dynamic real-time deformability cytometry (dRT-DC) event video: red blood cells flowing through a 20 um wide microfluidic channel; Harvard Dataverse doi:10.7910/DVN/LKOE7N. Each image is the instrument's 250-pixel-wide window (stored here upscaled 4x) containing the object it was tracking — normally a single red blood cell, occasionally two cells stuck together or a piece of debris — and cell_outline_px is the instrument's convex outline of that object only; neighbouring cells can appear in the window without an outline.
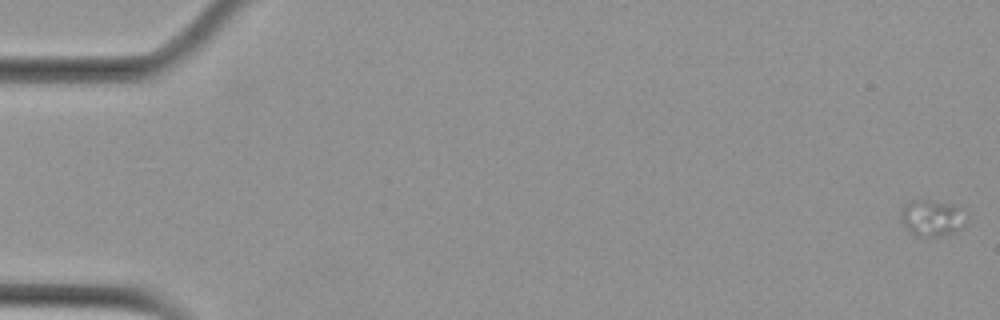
{"species": "Egyptian fruit bat (a non-hibernating species)", "species_latin": "Rousettus aegyptiacus", "temperature_condition": "cold", "stored_images_in_passage": 25, "camera_frame_rate_fps": 3000, "um_per_image_px": 0.085, "animal": {"sex": "female"}, "frame": {"image": 1, "passage_image": 1, "time_ms": 0.0, "image_size_px": [1000, 320], "cell_outline_px": [[964, 228], [956, 232], [944, 236], [920, 236], [912, 232], [904, 224], [900, 216], [900, 212], [912, 200], [928, 200], [952, 204], [956, 208]], "centroid_in_image_um": [79.16, 18.55], "position_along_channel_um": 5.8, "area_um2": 13.01}}